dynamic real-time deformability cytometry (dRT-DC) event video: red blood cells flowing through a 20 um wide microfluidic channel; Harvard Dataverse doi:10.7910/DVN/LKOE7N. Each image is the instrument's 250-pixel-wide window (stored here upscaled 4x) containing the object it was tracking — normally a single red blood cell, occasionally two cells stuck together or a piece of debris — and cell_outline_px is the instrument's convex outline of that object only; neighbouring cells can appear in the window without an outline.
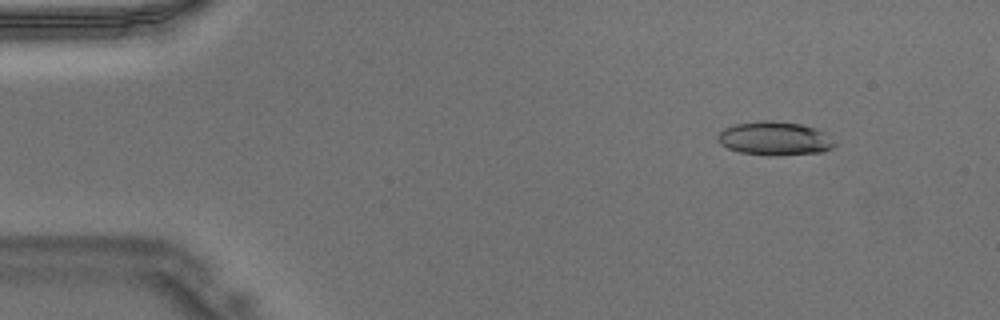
{"species": "Egyptian fruit bat (a non-hibernating species)", "species_latin": "Rousettus aegyptiacus", "temperature_condition": "warm", "stored_images_in_passage": 46, "camera_frame_rate_fps": 3000, "um_per_image_px": 0.085, "animal": {"sex": "male"}, "frame": {"image": 1, "passage_image": 5, "time_ms": 1.333, "image_size_px": [1000, 320], "cell_outline_px": [[836, 144], [832, 148], [824, 152], [776, 156], [768, 156], [740, 152], [728, 148], [720, 144], [716, 140], [716, 136], [724, 128], [732, 124], [760, 120], [772, 120], [800, 124], [816, 128], [824, 132]], "centroid_in_image_um": [65.81, 11.77], "position_along_channel_um": 19.2, "area_um2": 23.29}}
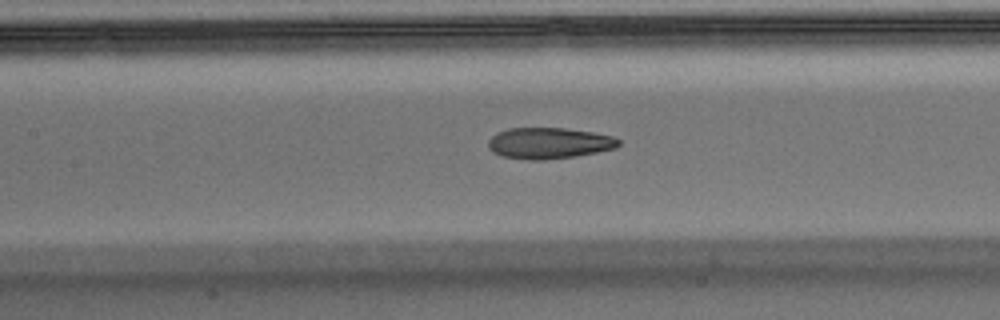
{"frame": {"image": 2, "passage_image": 21, "time_ms": 6.667, "image_size_px": [1000, 320], "cell_outline_px": [[620, 144], [616, 148], [576, 156], [544, 160], [528, 160], [500, 156], [492, 152], [488, 148], [488, 140], [496, 132], [508, 128], [564, 128], [592, 132], [612, 136], [620, 140]], "centroid_in_image_um": [46.62, 12.17], "position_along_channel_um": 160.8, "area_um2": 23.81}}
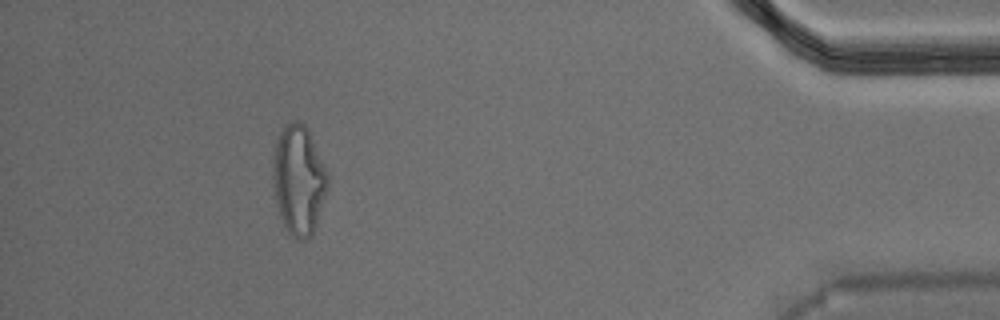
{"frame": {"image": 3, "passage_image": 42, "time_ms": 13.667, "image_size_px": [1000, 320], "cell_outline_px": [[328, 188], [312, 236], [304, 240], [300, 240], [292, 236], [284, 228], [276, 204], [272, 176], [272, 160], [276, 140], [284, 124], [292, 120], [300, 120], [308, 128], [328, 172]], "centroid_in_image_um": [25.38, 15.27], "position_along_channel_um": 409.8, "area_um2": 35.55}}